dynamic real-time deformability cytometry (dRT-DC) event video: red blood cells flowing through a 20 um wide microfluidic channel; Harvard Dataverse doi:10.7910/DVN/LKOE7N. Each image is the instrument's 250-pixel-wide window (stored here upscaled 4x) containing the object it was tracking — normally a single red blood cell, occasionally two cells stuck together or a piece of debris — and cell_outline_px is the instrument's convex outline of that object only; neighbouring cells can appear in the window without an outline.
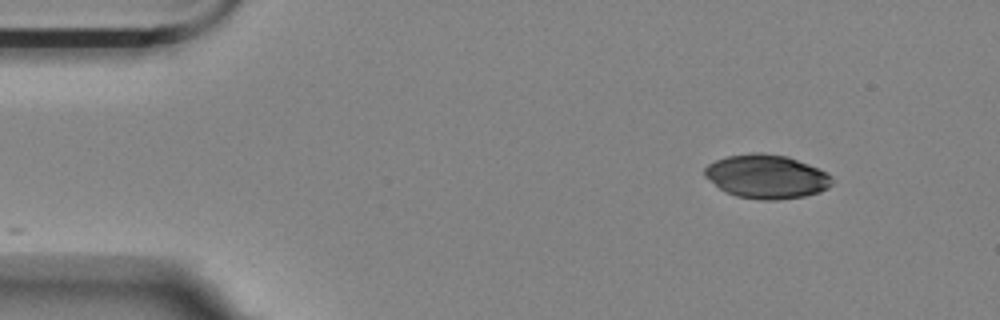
{"species": "Egyptian fruit bat (a non-hibernating species)", "species_latin": "Rousettus aegyptiacus", "temperature_condition": "room temperature", "stored_images_in_passage": 37, "camera_frame_rate_fps": 3000, "um_per_image_px": 0.085, "animal": {"sex": "female"}, "frame": {"image": 1, "passage_image": 1, "time_ms": 0.0, "image_size_px": [1000, 320], "cell_outline_px": [[832, 184], [828, 188], [820, 192], [804, 196], [776, 200], [760, 200], [736, 196], [720, 188], [704, 176], [704, 168], [708, 164], [716, 160], [728, 156], [752, 152], [756, 152], [788, 156], [808, 164], [832, 176]], "centroid_in_image_um": [65.15, 15.01], "position_along_channel_um": 19.8, "area_um2": 32.37}}
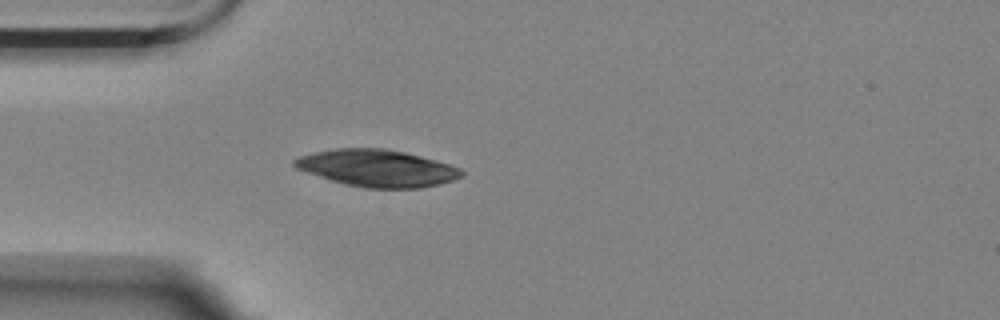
{"frame": {"image": 2, "passage_image": 10, "time_ms": 3.0, "image_size_px": [1000, 320], "cell_outline_px": [[464, 176], [440, 184], [420, 188], [364, 188], [344, 184], [296, 168], [292, 164], [292, 160], [300, 156], [312, 152], [332, 148], [384, 148], [404, 152], [436, 160], [460, 168], [464, 172]], "centroid_in_image_um": [32.05, 14.29], "position_along_channel_um": 52.9, "area_um2": 36.01}}